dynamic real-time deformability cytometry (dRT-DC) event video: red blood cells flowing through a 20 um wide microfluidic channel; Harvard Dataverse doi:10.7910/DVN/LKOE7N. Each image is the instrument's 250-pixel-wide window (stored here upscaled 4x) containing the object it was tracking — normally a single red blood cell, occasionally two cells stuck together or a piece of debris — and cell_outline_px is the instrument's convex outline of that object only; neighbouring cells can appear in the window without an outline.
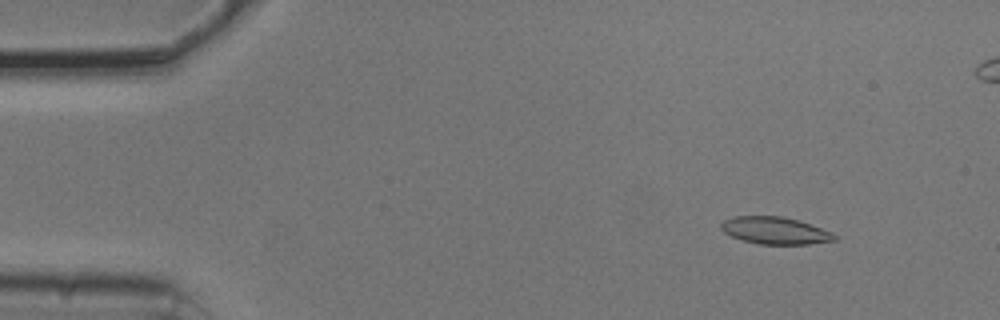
{"species": "common noctule bat (a hibernating species)", "species_latin": "Nyctalus noctula", "temperature_condition": "cold", "stored_images_in_passage": 53, "camera_frame_rate_fps": 3000, "um_per_image_px": 0.085, "animal": {"sex": "male", "body_mass_g": 20.5, "forearm_length_mm": 52.5}, "frame": {"image": 1, "passage_image": 5, "time_ms": 1.333, "image_size_px": [1000, 320], "cell_outline_px": [[836, 240], [808, 244], [760, 244], [744, 240], [732, 236], [724, 232], [720, 228], [720, 224], [724, 220], [732, 216], [784, 216], [800, 220], [832, 232], [836, 236]], "centroid_in_image_um": [65.88, 19.58], "position_along_channel_um": 19.1, "area_um2": 17.98}}
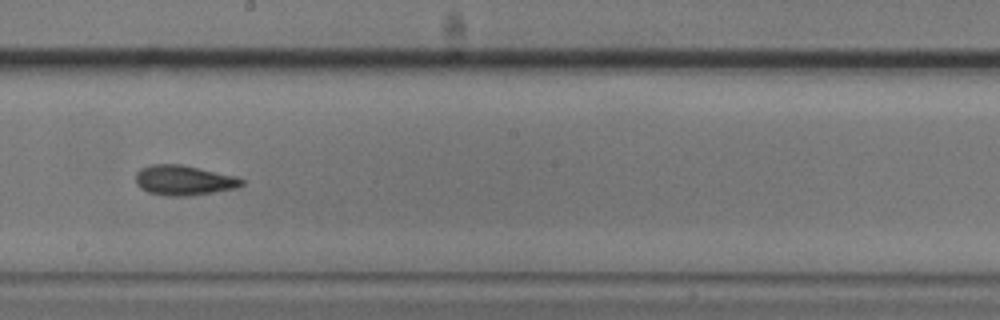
{"frame": {"image": 2, "passage_image": 29, "time_ms": 9.333, "image_size_px": [1000, 320], "cell_outline_px": [[244, 184], [236, 188], [188, 196], [168, 196], [148, 192], [140, 188], [136, 184], [136, 172], [140, 168], [152, 164], [180, 164], [236, 176], [244, 180]], "centroid_in_image_um": [15.6, 15.32], "position_along_channel_um": 232.6, "area_um2": 18.5}}
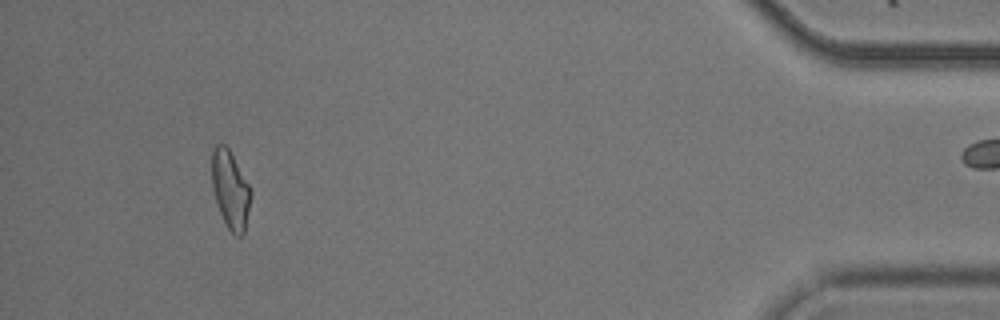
{"frame": {"image": 3, "passage_image": 49, "time_ms": 16.0, "image_size_px": [1000, 320], "cell_outline_px": [[252, 196], [244, 232], [240, 236], [236, 236], [228, 228], [216, 204], [212, 188], [212, 148], [216, 144], [224, 144], [228, 148], [252, 188]], "centroid_in_image_um": [19.59, 16.11], "position_along_channel_um": 415.6, "area_um2": 17.86}, "authors_computed_cell_mechanics": {"area_um2": 18.0336, "velocity_mm_per_s": 3.7587, "shape_relaxation_time_tau1_ms": 3.4188, "shape_relaxation_time_tau2_ms": 5.1578, "deformation_change_tau1": 0.1199, "deformation_change_tau2": 0.1378}}